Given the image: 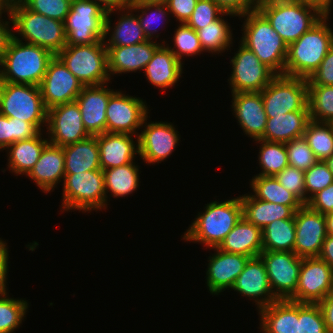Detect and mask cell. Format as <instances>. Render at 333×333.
I'll return each mask as SVG.
<instances>
[{
	"mask_svg": "<svg viewBox=\"0 0 333 333\" xmlns=\"http://www.w3.org/2000/svg\"><path fill=\"white\" fill-rule=\"evenodd\" d=\"M205 205V210L198 212L181 237L210 249L218 247L242 218V203L239 195L226 201L215 199Z\"/></svg>",
	"mask_w": 333,
	"mask_h": 333,
	"instance_id": "cell-1",
	"label": "cell"
},
{
	"mask_svg": "<svg viewBox=\"0 0 333 333\" xmlns=\"http://www.w3.org/2000/svg\"><path fill=\"white\" fill-rule=\"evenodd\" d=\"M54 56L41 46L13 37L0 59V82L39 86Z\"/></svg>",
	"mask_w": 333,
	"mask_h": 333,
	"instance_id": "cell-2",
	"label": "cell"
},
{
	"mask_svg": "<svg viewBox=\"0 0 333 333\" xmlns=\"http://www.w3.org/2000/svg\"><path fill=\"white\" fill-rule=\"evenodd\" d=\"M238 18H244L239 41L276 75H283L288 45L282 37L257 9Z\"/></svg>",
	"mask_w": 333,
	"mask_h": 333,
	"instance_id": "cell-3",
	"label": "cell"
},
{
	"mask_svg": "<svg viewBox=\"0 0 333 333\" xmlns=\"http://www.w3.org/2000/svg\"><path fill=\"white\" fill-rule=\"evenodd\" d=\"M324 16L309 31L288 46L284 75L308 79L333 46V30ZM329 24V25H328Z\"/></svg>",
	"mask_w": 333,
	"mask_h": 333,
	"instance_id": "cell-4",
	"label": "cell"
},
{
	"mask_svg": "<svg viewBox=\"0 0 333 333\" xmlns=\"http://www.w3.org/2000/svg\"><path fill=\"white\" fill-rule=\"evenodd\" d=\"M10 17L15 39L41 46L54 55L66 46L64 22L33 12L21 1L14 2Z\"/></svg>",
	"mask_w": 333,
	"mask_h": 333,
	"instance_id": "cell-5",
	"label": "cell"
},
{
	"mask_svg": "<svg viewBox=\"0 0 333 333\" xmlns=\"http://www.w3.org/2000/svg\"><path fill=\"white\" fill-rule=\"evenodd\" d=\"M256 9L288 46L324 17L317 9L299 0H270L257 3Z\"/></svg>",
	"mask_w": 333,
	"mask_h": 333,
	"instance_id": "cell-6",
	"label": "cell"
},
{
	"mask_svg": "<svg viewBox=\"0 0 333 333\" xmlns=\"http://www.w3.org/2000/svg\"><path fill=\"white\" fill-rule=\"evenodd\" d=\"M62 186L61 212L105 211L106 194L102 169L65 174Z\"/></svg>",
	"mask_w": 333,
	"mask_h": 333,
	"instance_id": "cell-7",
	"label": "cell"
},
{
	"mask_svg": "<svg viewBox=\"0 0 333 333\" xmlns=\"http://www.w3.org/2000/svg\"><path fill=\"white\" fill-rule=\"evenodd\" d=\"M84 86L111 82L104 40L90 45H66L56 55Z\"/></svg>",
	"mask_w": 333,
	"mask_h": 333,
	"instance_id": "cell-8",
	"label": "cell"
},
{
	"mask_svg": "<svg viewBox=\"0 0 333 333\" xmlns=\"http://www.w3.org/2000/svg\"><path fill=\"white\" fill-rule=\"evenodd\" d=\"M0 113L29 122L39 131L47 126L48 109L36 85L0 82Z\"/></svg>",
	"mask_w": 333,
	"mask_h": 333,
	"instance_id": "cell-9",
	"label": "cell"
},
{
	"mask_svg": "<svg viewBox=\"0 0 333 333\" xmlns=\"http://www.w3.org/2000/svg\"><path fill=\"white\" fill-rule=\"evenodd\" d=\"M106 13L90 0L71 3L64 21L66 45H90L104 40Z\"/></svg>",
	"mask_w": 333,
	"mask_h": 333,
	"instance_id": "cell-10",
	"label": "cell"
},
{
	"mask_svg": "<svg viewBox=\"0 0 333 333\" xmlns=\"http://www.w3.org/2000/svg\"><path fill=\"white\" fill-rule=\"evenodd\" d=\"M267 118L296 110H309L307 79L276 75L261 91Z\"/></svg>",
	"mask_w": 333,
	"mask_h": 333,
	"instance_id": "cell-11",
	"label": "cell"
},
{
	"mask_svg": "<svg viewBox=\"0 0 333 333\" xmlns=\"http://www.w3.org/2000/svg\"><path fill=\"white\" fill-rule=\"evenodd\" d=\"M239 49L230 59L228 78L231 93L261 92L276 76L259 58L239 41Z\"/></svg>",
	"mask_w": 333,
	"mask_h": 333,
	"instance_id": "cell-12",
	"label": "cell"
},
{
	"mask_svg": "<svg viewBox=\"0 0 333 333\" xmlns=\"http://www.w3.org/2000/svg\"><path fill=\"white\" fill-rule=\"evenodd\" d=\"M150 113L146 101L115 90L106 108V132L139 136L144 119Z\"/></svg>",
	"mask_w": 333,
	"mask_h": 333,
	"instance_id": "cell-13",
	"label": "cell"
},
{
	"mask_svg": "<svg viewBox=\"0 0 333 333\" xmlns=\"http://www.w3.org/2000/svg\"><path fill=\"white\" fill-rule=\"evenodd\" d=\"M150 116L144 119L139 133V159L150 165L167 160L181 141L176 126L166 121H150ZM144 128V129H143Z\"/></svg>",
	"mask_w": 333,
	"mask_h": 333,
	"instance_id": "cell-14",
	"label": "cell"
},
{
	"mask_svg": "<svg viewBox=\"0 0 333 333\" xmlns=\"http://www.w3.org/2000/svg\"><path fill=\"white\" fill-rule=\"evenodd\" d=\"M271 290L278 300L290 299L296 291L302 258L294 252L262 251Z\"/></svg>",
	"mask_w": 333,
	"mask_h": 333,
	"instance_id": "cell-15",
	"label": "cell"
},
{
	"mask_svg": "<svg viewBox=\"0 0 333 333\" xmlns=\"http://www.w3.org/2000/svg\"><path fill=\"white\" fill-rule=\"evenodd\" d=\"M333 269L319 257L302 258L295 294L289 299L298 303L318 304L331 291Z\"/></svg>",
	"mask_w": 333,
	"mask_h": 333,
	"instance_id": "cell-16",
	"label": "cell"
},
{
	"mask_svg": "<svg viewBox=\"0 0 333 333\" xmlns=\"http://www.w3.org/2000/svg\"><path fill=\"white\" fill-rule=\"evenodd\" d=\"M46 135L49 143L66 146L88 138L82 115L76 101L56 105L48 109ZM48 135V136H47Z\"/></svg>",
	"mask_w": 333,
	"mask_h": 333,
	"instance_id": "cell-17",
	"label": "cell"
},
{
	"mask_svg": "<svg viewBox=\"0 0 333 333\" xmlns=\"http://www.w3.org/2000/svg\"><path fill=\"white\" fill-rule=\"evenodd\" d=\"M83 87L82 82L56 55L49 62L46 74L39 85L42 100L47 109L76 101Z\"/></svg>",
	"mask_w": 333,
	"mask_h": 333,
	"instance_id": "cell-18",
	"label": "cell"
},
{
	"mask_svg": "<svg viewBox=\"0 0 333 333\" xmlns=\"http://www.w3.org/2000/svg\"><path fill=\"white\" fill-rule=\"evenodd\" d=\"M294 253L300 258L318 257L327 237L326 217L303 204L294 214Z\"/></svg>",
	"mask_w": 333,
	"mask_h": 333,
	"instance_id": "cell-19",
	"label": "cell"
},
{
	"mask_svg": "<svg viewBox=\"0 0 333 333\" xmlns=\"http://www.w3.org/2000/svg\"><path fill=\"white\" fill-rule=\"evenodd\" d=\"M209 250H214V253H210L207 260L205 283L211 295H220L233 287L251 257L224 252L217 247Z\"/></svg>",
	"mask_w": 333,
	"mask_h": 333,
	"instance_id": "cell-20",
	"label": "cell"
},
{
	"mask_svg": "<svg viewBox=\"0 0 333 333\" xmlns=\"http://www.w3.org/2000/svg\"><path fill=\"white\" fill-rule=\"evenodd\" d=\"M231 290L253 300L257 310L278 300L271 290L266 267L260 256L248 260Z\"/></svg>",
	"mask_w": 333,
	"mask_h": 333,
	"instance_id": "cell-21",
	"label": "cell"
},
{
	"mask_svg": "<svg viewBox=\"0 0 333 333\" xmlns=\"http://www.w3.org/2000/svg\"><path fill=\"white\" fill-rule=\"evenodd\" d=\"M108 84L84 86L76 97L84 128L90 136L106 132V108L115 92Z\"/></svg>",
	"mask_w": 333,
	"mask_h": 333,
	"instance_id": "cell-22",
	"label": "cell"
},
{
	"mask_svg": "<svg viewBox=\"0 0 333 333\" xmlns=\"http://www.w3.org/2000/svg\"><path fill=\"white\" fill-rule=\"evenodd\" d=\"M232 111L244 135L255 140L263 137L267 115L261 92L231 93Z\"/></svg>",
	"mask_w": 333,
	"mask_h": 333,
	"instance_id": "cell-23",
	"label": "cell"
},
{
	"mask_svg": "<svg viewBox=\"0 0 333 333\" xmlns=\"http://www.w3.org/2000/svg\"><path fill=\"white\" fill-rule=\"evenodd\" d=\"M161 42L146 40L130 46L106 47L108 72L110 78L114 75L127 74L144 70L152 59L153 53Z\"/></svg>",
	"mask_w": 333,
	"mask_h": 333,
	"instance_id": "cell-24",
	"label": "cell"
},
{
	"mask_svg": "<svg viewBox=\"0 0 333 333\" xmlns=\"http://www.w3.org/2000/svg\"><path fill=\"white\" fill-rule=\"evenodd\" d=\"M133 136L109 132L97 135L102 170L116 168L135 161L136 155H139V137L135 135L133 138Z\"/></svg>",
	"mask_w": 333,
	"mask_h": 333,
	"instance_id": "cell-25",
	"label": "cell"
},
{
	"mask_svg": "<svg viewBox=\"0 0 333 333\" xmlns=\"http://www.w3.org/2000/svg\"><path fill=\"white\" fill-rule=\"evenodd\" d=\"M115 14L118 15L117 22L111 23L113 22L111 16ZM146 40L148 39L140 26L138 17L130 8L107 11L104 29L106 47L130 46Z\"/></svg>",
	"mask_w": 333,
	"mask_h": 333,
	"instance_id": "cell-26",
	"label": "cell"
},
{
	"mask_svg": "<svg viewBox=\"0 0 333 333\" xmlns=\"http://www.w3.org/2000/svg\"><path fill=\"white\" fill-rule=\"evenodd\" d=\"M65 176L63 147L48 143L26 178L33 180L43 193L53 192Z\"/></svg>",
	"mask_w": 333,
	"mask_h": 333,
	"instance_id": "cell-27",
	"label": "cell"
},
{
	"mask_svg": "<svg viewBox=\"0 0 333 333\" xmlns=\"http://www.w3.org/2000/svg\"><path fill=\"white\" fill-rule=\"evenodd\" d=\"M184 64L165 45L161 44L153 53L143 73L148 82L159 91L175 87L182 78Z\"/></svg>",
	"mask_w": 333,
	"mask_h": 333,
	"instance_id": "cell-28",
	"label": "cell"
},
{
	"mask_svg": "<svg viewBox=\"0 0 333 333\" xmlns=\"http://www.w3.org/2000/svg\"><path fill=\"white\" fill-rule=\"evenodd\" d=\"M260 332L298 333V302L276 300L258 310Z\"/></svg>",
	"mask_w": 333,
	"mask_h": 333,
	"instance_id": "cell-29",
	"label": "cell"
},
{
	"mask_svg": "<svg viewBox=\"0 0 333 333\" xmlns=\"http://www.w3.org/2000/svg\"><path fill=\"white\" fill-rule=\"evenodd\" d=\"M217 248L228 253L257 257L263 251L262 229L242 216Z\"/></svg>",
	"mask_w": 333,
	"mask_h": 333,
	"instance_id": "cell-30",
	"label": "cell"
},
{
	"mask_svg": "<svg viewBox=\"0 0 333 333\" xmlns=\"http://www.w3.org/2000/svg\"><path fill=\"white\" fill-rule=\"evenodd\" d=\"M310 120L309 110H296L267 118L264 135L261 139L269 142L287 143L303 137Z\"/></svg>",
	"mask_w": 333,
	"mask_h": 333,
	"instance_id": "cell-31",
	"label": "cell"
},
{
	"mask_svg": "<svg viewBox=\"0 0 333 333\" xmlns=\"http://www.w3.org/2000/svg\"><path fill=\"white\" fill-rule=\"evenodd\" d=\"M45 131H40L35 137L14 142L5 150L7 153V169L15 175H27L38 161L44 147L49 143L44 138Z\"/></svg>",
	"mask_w": 333,
	"mask_h": 333,
	"instance_id": "cell-32",
	"label": "cell"
},
{
	"mask_svg": "<svg viewBox=\"0 0 333 333\" xmlns=\"http://www.w3.org/2000/svg\"><path fill=\"white\" fill-rule=\"evenodd\" d=\"M240 198L242 216L262 230L276 220L294 219L295 211L289 206L256 199L250 192L240 195Z\"/></svg>",
	"mask_w": 333,
	"mask_h": 333,
	"instance_id": "cell-33",
	"label": "cell"
},
{
	"mask_svg": "<svg viewBox=\"0 0 333 333\" xmlns=\"http://www.w3.org/2000/svg\"><path fill=\"white\" fill-rule=\"evenodd\" d=\"M65 174L101 169L97 136L63 146Z\"/></svg>",
	"mask_w": 333,
	"mask_h": 333,
	"instance_id": "cell-34",
	"label": "cell"
},
{
	"mask_svg": "<svg viewBox=\"0 0 333 333\" xmlns=\"http://www.w3.org/2000/svg\"><path fill=\"white\" fill-rule=\"evenodd\" d=\"M139 169L141 168L138 163L136 164L133 161L116 168L102 170L105 183L106 208L109 205L108 201L110 202V200L108 199L110 197L118 199L119 197H128V195L135 193L141 182Z\"/></svg>",
	"mask_w": 333,
	"mask_h": 333,
	"instance_id": "cell-35",
	"label": "cell"
},
{
	"mask_svg": "<svg viewBox=\"0 0 333 333\" xmlns=\"http://www.w3.org/2000/svg\"><path fill=\"white\" fill-rule=\"evenodd\" d=\"M223 16L236 17L233 14L224 12L218 19L211 22L209 25L197 30V35L200 40L201 46L204 52H208L211 55H222L226 50L233 47V29L231 25Z\"/></svg>",
	"mask_w": 333,
	"mask_h": 333,
	"instance_id": "cell-36",
	"label": "cell"
},
{
	"mask_svg": "<svg viewBox=\"0 0 333 333\" xmlns=\"http://www.w3.org/2000/svg\"><path fill=\"white\" fill-rule=\"evenodd\" d=\"M250 181V194L263 201L291 207L295 212L303 203L290 191L285 189L275 176L254 175Z\"/></svg>",
	"mask_w": 333,
	"mask_h": 333,
	"instance_id": "cell-37",
	"label": "cell"
},
{
	"mask_svg": "<svg viewBox=\"0 0 333 333\" xmlns=\"http://www.w3.org/2000/svg\"><path fill=\"white\" fill-rule=\"evenodd\" d=\"M263 251L294 252L295 219H279L262 230Z\"/></svg>",
	"mask_w": 333,
	"mask_h": 333,
	"instance_id": "cell-38",
	"label": "cell"
},
{
	"mask_svg": "<svg viewBox=\"0 0 333 333\" xmlns=\"http://www.w3.org/2000/svg\"><path fill=\"white\" fill-rule=\"evenodd\" d=\"M260 144L258 152V165L261 172L259 176H276L285 167L289 166L285 143L269 142L262 139L255 140Z\"/></svg>",
	"mask_w": 333,
	"mask_h": 333,
	"instance_id": "cell-39",
	"label": "cell"
},
{
	"mask_svg": "<svg viewBox=\"0 0 333 333\" xmlns=\"http://www.w3.org/2000/svg\"><path fill=\"white\" fill-rule=\"evenodd\" d=\"M7 290L0 291V333H15L26 318L29 303L25 298H11Z\"/></svg>",
	"mask_w": 333,
	"mask_h": 333,
	"instance_id": "cell-40",
	"label": "cell"
},
{
	"mask_svg": "<svg viewBox=\"0 0 333 333\" xmlns=\"http://www.w3.org/2000/svg\"><path fill=\"white\" fill-rule=\"evenodd\" d=\"M130 9L137 15L140 26L149 40L155 39L157 41L156 38H159L160 33H158L157 24L160 21L164 25V23L167 24L171 20V13L166 4L133 3Z\"/></svg>",
	"mask_w": 333,
	"mask_h": 333,
	"instance_id": "cell-41",
	"label": "cell"
},
{
	"mask_svg": "<svg viewBox=\"0 0 333 333\" xmlns=\"http://www.w3.org/2000/svg\"><path fill=\"white\" fill-rule=\"evenodd\" d=\"M318 161L333 154V127L329 122L310 120L303 136Z\"/></svg>",
	"mask_w": 333,
	"mask_h": 333,
	"instance_id": "cell-42",
	"label": "cell"
},
{
	"mask_svg": "<svg viewBox=\"0 0 333 333\" xmlns=\"http://www.w3.org/2000/svg\"><path fill=\"white\" fill-rule=\"evenodd\" d=\"M178 28L175 29L173 34L172 45L162 41V44H165L170 51L177 57V59L184 64L186 57H194L196 55L203 54V48L201 46L200 40L198 38L197 32L188 26L186 23H179Z\"/></svg>",
	"mask_w": 333,
	"mask_h": 333,
	"instance_id": "cell-43",
	"label": "cell"
},
{
	"mask_svg": "<svg viewBox=\"0 0 333 333\" xmlns=\"http://www.w3.org/2000/svg\"><path fill=\"white\" fill-rule=\"evenodd\" d=\"M308 108L311 120H333V85H308Z\"/></svg>",
	"mask_w": 333,
	"mask_h": 333,
	"instance_id": "cell-44",
	"label": "cell"
},
{
	"mask_svg": "<svg viewBox=\"0 0 333 333\" xmlns=\"http://www.w3.org/2000/svg\"><path fill=\"white\" fill-rule=\"evenodd\" d=\"M298 333H328L318 304L298 303Z\"/></svg>",
	"mask_w": 333,
	"mask_h": 333,
	"instance_id": "cell-45",
	"label": "cell"
},
{
	"mask_svg": "<svg viewBox=\"0 0 333 333\" xmlns=\"http://www.w3.org/2000/svg\"><path fill=\"white\" fill-rule=\"evenodd\" d=\"M306 204L318 191L333 183V173L325 161H317L312 167L304 171Z\"/></svg>",
	"mask_w": 333,
	"mask_h": 333,
	"instance_id": "cell-46",
	"label": "cell"
},
{
	"mask_svg": "<svg viewBox=\"0 0 333 333\" xmlns=\"http://www.w3.org/2000/svg\"><path fill=\"white\" fill-rule=\"evenodd\" d=\"M285 146L290 167L306 171L318 161L304 137L293 139Z\"/></svg>",
	"mask_w": 333,
	"mask_h": 333,
	"instance_id": "cell-47",
	"label": "cell"
},
{
	"mask_svg": "<svg viewBox=\"0 0 333 333\" xmlns=\"http://www.w3.org/2000/svg\"><path fill=\"white\" fill-rule=\"evenodd\" d=\"M31 11L64 22L71 4L66 0H21Z\"/></svg>",
	"mask_w": 333,
	"mask_h": 333,
	"instance_id": "cell-48",
	"label": "cell"
},
{
	"mask_svg": "<svg viewBox=\"0 0 333 333\" xmlns=\"http://www.w3.org/2000/svg\"><path fill=\"white\" fill-rule=\"evenodd\" d=\"M224 11L213 0H198L186 24L195 31L218 19Z\"/></svg>",
	"mask_w": 333,
	"mask_h": 333,
	"instance_id": "cell-49",
	"label": "cell"
},
{
	"mask_svg": "<svg viewBox=\"0 0 333 333\" xmlns=\"http://www.w3.org/2000/svg\"><path fill=\"white\" fill-rule=\"evenodd\" d=\"M275 177L285 189L293 193L303 204H306L304 171L287 166Z\"/></svg>",
	"mask_w": 333,
	"mask_h": 333,
	"instance_id": "cell-50",
	"label": "cell"
},
{
	"mask_svg": "<svg viewBox=\"0 0 333 333\" xmlns=\"http://www.w3.org/2000/svg\"><path fill=\"white\" fill-rule=\"evenodd\" d=\"M308 85H333V46L329 49L320 66L307 79Z\"/></svg>",
	"mask_w": 333,
	"mask_h": 333,
	"instance_id": "cell-51",
	"label": "cell"
},
{
	"mask_svg": "<svg viewBox=\"0 0 333 333\" xmlns=\"http://www.w3.org/2000/svg\"><path fill=\"white\" fill-rule=\"evenodd\" d=\"M307 205L321 214L333 212V183L314 194Z\"/></svg>",
	"mask_w": 333,
	"mask_h": 333,
	"instance_id": "cell-52",
	"label": "cell"
},
{
	"mask_svg": "<svg viewBox=\"0 0 333 333\" xmlns=\"http://www.w3.org/2000/svg\"><path fill=\"white\" fill-rule=\"evenodd\" d=\"M198 0H168L166 5L171 13L172 19L175 18L179 23H186L191 17Z\"/></svg>",
	"mask_w": 333,
	"mask_h": 333,
	"instance_id": "cell-53",
	"label": "cell"
},
{
	"mask_svg": "<svg viewBox=\"0 0 333 333\" xmlns=\"http://www.w3.org/2000/svg\"><path fill=\"white\" fill-rule=\"evenodd\" d=\"M224 12L237 17L256 10V0H213Z\"/></svg>",
	"mask_w": 333,
	"mask_h": 333,
	"instance_id": "cell-54",
	"label": "cell"
},
{
	"mask_svg": "<svg viewBox=\"0 0 333 333\" xmlns=\"http://www.w3.org/2000/svg\"><path fill=\"white\" fill-rule=\"evenodd\" d=\"M12 144L35 137L40 131L31 123L11 118Z\"/></svg>",
	"mask_w": 333,
	"mask_h": 333,
	"instance_id": "cell-55",
	"label": "cell"
},
{
	"mask_svg": "<svg viewBox=\"0 0 333 333\" xmlns=\"http://www.w3.org/2000/svg\"><path fill=\"white\" fill-rule=\"evenodd\" d=\"M8 243L6 240L0 238V291L8 289L7 285V277L9 272V263L8 262L10 256H9V247L7 245Z\"/></svg>",
	"mask_w": 333,
	"mask_h": 333,
	"instance_id": "cell-56",
	"label": "cell"
},
{
	"mask_svg": "<svg viewBox=\"0 0 333 333\" xmlns=\"http://www.w3.org/2000/svg\"><path fill=\"white\" fill-rule=\"evenodd\" d=\"M2 17L3 16L0 15V59L5 54L8 45L13 38V23L10 15L7 16L8 18L5 16Z\"/></svg>",
	"mask_w": 333,
	"mask_h": 333,
	"instance_id": "cell-57",
	"label": "cell"
},
{
	"mask_svg": "<svg viewBox=\"0 0 333 333\" xmlns=\"http://www.w3.org/2000/svg\"><path fill=\"white\" fill-rule=\"evenodd\" d=\"M318 305L322 311L328 333H333V293L330 292Z\"/></svg>",
	"mask_w": 333,
	"mask_h": 333,
	"instance_id": "cell-58",
	"label": "cell"
},
{
	"mask_svg": "<svg viewBox=\"0 0 333 333\" xmlns=\"http://www.w3.org/2000/svg\"><path fill=\"white\" fill-rule=\"evenodd\" d=\"M12 144L11 118L0 113V151Z\"/></svg>",
	"mask_w": 333,
	"mask_h": 333,
	"instance_id": "cell-59",
	"label": "cell"
},
{
	"mask_svg": "<svg viewBox=\"0 0 333 333\" xmlns=\"http://www.w3.org/2000/svg\"><path fill=\"white\" fill-rule=\"evenodd\" d=\"M98 3L106 12L110 10L127 9L134 0H90Z\"/></svg>",
	"mask_w": 333,
	"mask_h": 333,
	"instance_id": "cell-60",
	"label": "cell"
},
{
	"mask_svg": "<svg viewBox=\"0 0 333 333\" xmlns=\"http://www.w3.org/2000/svg\"><path fill=\"white\" fill-rule=\"evenodd\" d=\"M305 5L317 9L323 16H330L332 13L333 0H299Z\"/></svg>",
	"mask_w": 333,
	"mask_h": 333,
	"instance_id": "cell-61",
	"label": "cell"
},
{
	"mask_svg": "<svg viewBox=\"0 0 333 333\" xmlns=\"http://www.w3.org/2000/svg\"><path fill=\"white\" fill-rule=\"evenodd\" d=\"M324 260L333 269V236L327 235L324 240L322 250L318 256Z\"/></svg>",
	"mask_w": 333,
	"mask_h": 333,
	"instance_id": "cell-62",
	"label": "cell"
},
{
	"mask_svg": "<svg viewBox=\"0 0 333 333\" xmlns=\"http://www.w3.org/2000/svg\"><path fill=\"white\" fill-rule=\"evenodd\" d=\"M14 5L13 0H0V15H10L11 9ZM7 13V14H6Z\"/></svg>",
	"mask_w": 333,
	"mask_h": 333,
	"instance_id": "cell-63",
	"label": "cell"
},
{
	"mask_svg": "<svg viewBox=\"0 0 333 333\" xmlns=\"http://www.w3.org/2000/svg\"><path fill=\"white\" fill-rule=\"evenodd\" d=\"M325 217H326L327 235L333 236V212L325 214Z\"/></svg>",
	"mask_w": 333,
	"mask_h": 333,
	"instance_id": "cell-64",
	"label": "cell"
},
{
	"mask_svg": "<svg viewBox=\"0 0 333 333\" xmlns=\"http://www.w3.org/2000/svg\"><path fill=\"white\" fill-rule=\"evenodd\" d=\"M168 0H134L133 3L166 4Z\"/></svg>",
	"mask_w": 333,
	"mask_h": 333,
	"instance_id": "cell-65",
	"label": "cell"
},
{
	"mask_svg": "<svg viewBox=\"0 0 333 333\" xmlns=\"http://www.w3.org/2000/svg\"><path fill=\"white\" fill-rule=\"evenodd\" d=\"M325 163L328 165V168L333 173V154L325 160Z\"/></svg>",
	"mask_w": 333,
	"mask_h": 333,
	"instance_id": "cell-66",
	"label": "cell"
},
{
	"mask_svg": "<svg viewBox=\"0 0 333 333\" xmlns=\"http://www.w3.org/2000/svg\"><path fill=\"white\" fill-rule=\"evenodd\" d=\"M266 1H270V0H256V3H261V2H266Z\"/></svg>",
	"mask_w": 333,
	"mask_h": 333,
	"instance_id": "cell-67",
	"label": "cell"
},
{
	"mask_svg": "<svg viewBox=\"0 0 333 333\" xmlns=\"http://www.w3.org/2000/svg\"><path fill=\"white\" fill-rule=\"evenodd\" d=\"M66 1H68L71 4V3L77 2L79 0H66Z\"/></svg>",
	"mask_w": 333,
	"mask_h": 333,
	"instance_id": "cell-68",
	"label": "cell"
}]
</instances>
